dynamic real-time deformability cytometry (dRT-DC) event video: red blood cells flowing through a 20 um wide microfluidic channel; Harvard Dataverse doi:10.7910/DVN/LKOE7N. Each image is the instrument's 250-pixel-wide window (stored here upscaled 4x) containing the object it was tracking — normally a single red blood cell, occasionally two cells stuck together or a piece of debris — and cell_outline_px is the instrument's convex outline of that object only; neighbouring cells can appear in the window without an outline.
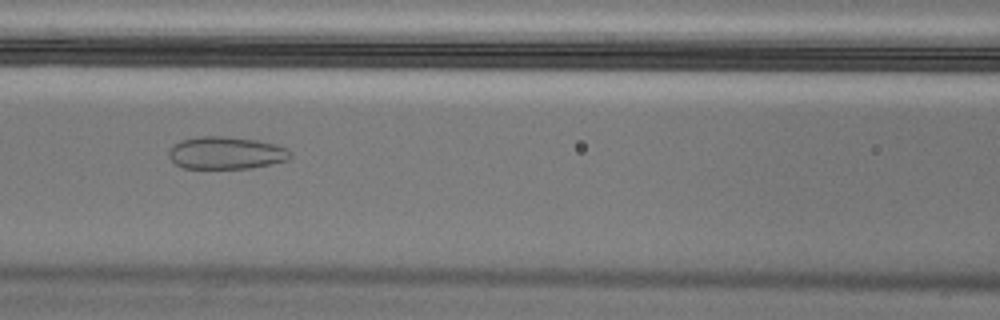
{"species": "Egyptian fruit bat (a non-hibernating species)", "species_latin": "Rousettus aegyptiacus", "temperature_condition": "cold", "stored_images_in_passage": 56, "camera_frame_rate_fps": 3000, "um_per_image_px": 0.085, "animal": {"sex": "male"}, "frame": {"image": 1, "passage_image": 25, "time_ms": 8.0, "image_size_px": [1000, 320], "cell_outline_px": [[292, 156], [288, 160], [252, 168], [184, 168], [176, 164], [168, 156], [168, 148], [184, 140], [200, 136], [224, 136], [256, 140], [276, 144], [288, 148], [292, 152]], "centroid_in_image_um": [19.25, 13.0], "position_along_channel_um": 147.3, "area_um2": 23.0}}